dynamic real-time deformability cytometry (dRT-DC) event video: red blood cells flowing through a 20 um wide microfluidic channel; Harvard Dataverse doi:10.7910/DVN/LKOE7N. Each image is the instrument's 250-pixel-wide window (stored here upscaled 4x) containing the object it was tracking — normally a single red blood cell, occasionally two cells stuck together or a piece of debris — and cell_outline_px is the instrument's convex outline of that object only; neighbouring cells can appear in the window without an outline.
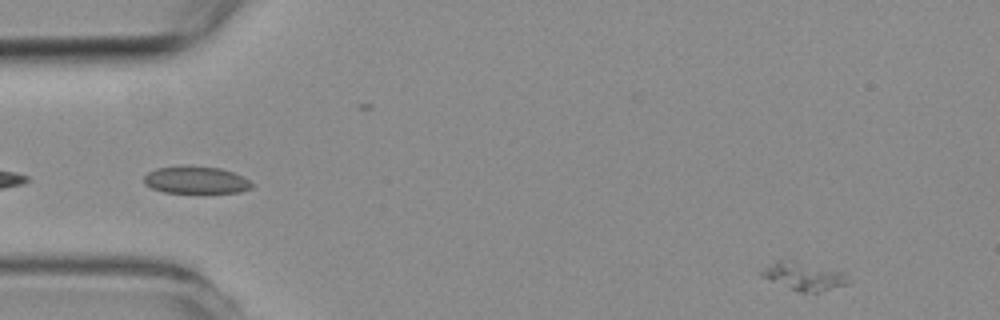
{"species": "common noctule bat (a hibernating species)", "species_latin": "Nyctalus noctula", "temperature_condition": "room temperature", "stored_images_in_passage": 4, "camera_frame_rate_fps": 3000, "um_per_image_px": 0.085, "animal": {"sex": "female", "body_mass_g": 19.3, "forearm_length_mm": 54.1}, "frame": {"image": 1, "passage_image": 4, "time_ms": 3.333, "image_size_px": [1000, 320], "cell_outline_px": [[848, 284], [816, 296], [800, 292], [768, 280], [760, 272], [764, 268], [776, 264], [792, 260], [844, 272]], "centroid_in_image_um": [68.44, 23.57], "position_along_channel_um": 16.6, "area_um2": 13.99}}